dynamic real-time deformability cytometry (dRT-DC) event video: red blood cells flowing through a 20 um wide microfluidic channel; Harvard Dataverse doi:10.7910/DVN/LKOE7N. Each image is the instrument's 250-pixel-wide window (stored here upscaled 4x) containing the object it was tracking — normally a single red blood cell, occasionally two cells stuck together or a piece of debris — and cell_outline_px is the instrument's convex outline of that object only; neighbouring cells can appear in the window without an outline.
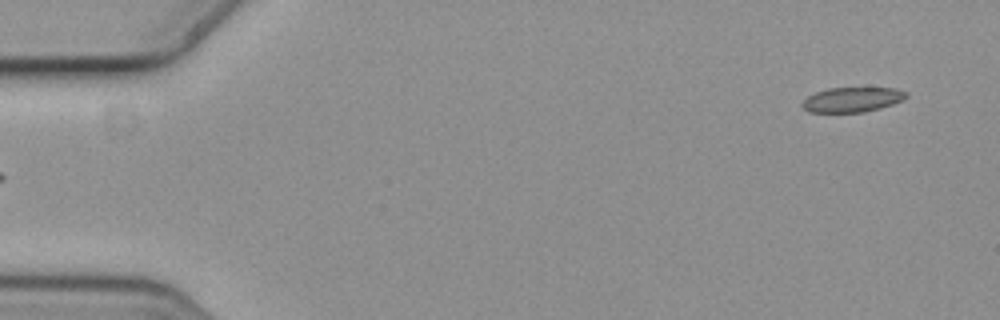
{"species": "common noctule bat (a hibernating species)", "species_latin": "Nyctalus noctula", "temperature_condition": "cold", "stored_images_in_passage": 5, "camera_frame_rate_fps": 3000, "um_per_image_px": 0.085, "animal": {"sex": "female", "body_mass_g": 19.3, "forearm_length_mm": 54.1}, "frame": {"image": 1, "passage_image": 5, "time_ms": 1.333, "image_size_px": [1000, 320], "cell_outline_px": [[908, 96], [904, 100], [880, 108], [864, 112], [808, 112], [800, 104], [808, 96], [816, 92], [828, 88], [896, 88], [908, 92]], "centroid_in_image_um": [72.46, 8.46], "position_along_channel_um": 12.5, "area_um2": 15.09}}